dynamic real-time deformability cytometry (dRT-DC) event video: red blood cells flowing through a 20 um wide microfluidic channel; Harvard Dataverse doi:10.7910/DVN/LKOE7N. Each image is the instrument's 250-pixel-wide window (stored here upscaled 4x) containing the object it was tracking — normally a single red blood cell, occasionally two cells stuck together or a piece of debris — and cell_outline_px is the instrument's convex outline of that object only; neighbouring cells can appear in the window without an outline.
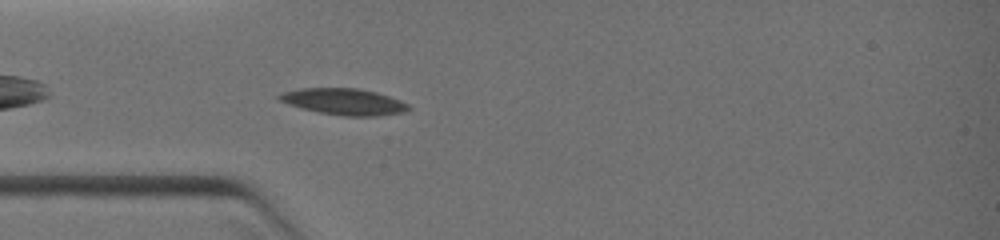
{"species": "common noctule bat (a hibernating species)", "species_latin": "Nyctalus noctula", "temperature_condition": "warm", "stored_images_in_passage": 25, "camera_frame_rate_fps": 3000, "um_per_image_px": 0.085, "animal": {"sex": "female", "body_mass_g": 19.0, "forearm_length_mm": 51.5}, "frame": {"image": 1, "passage_image": 5, "time_ms": 0.667, "image_size_px": [1000, 240], "cell_outline_px": [[412, 108], [404, 112], [376, 116], [344, 116], [320, 112], [300, 108], [288, 104], [280, 100], [276, 96], [284, 92], [300, 88], [356, 88], [376, 92], [400, 100], [408, 104]], "centroid_in_image_um": [29.24, 8.64], "position_along_channel_um": 55.8, "area_um2": 19.77}}
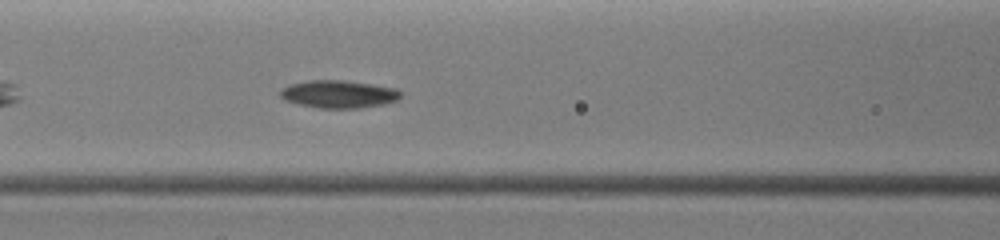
{"frame": {"image": 2, "passage_image": 17, "time_ms": 2.333, "image_size_px": [1000, 240], "cell_outline_px": [[400, 96], [396, 100], [384, 104], [360, 108], [320, 108], [300, 104], [284, 100], [280, 96], [280, 88], [288, 84], [308, 80], [344, 80], [396, 88], [400, 92]], "centroid_in_image_um": [28.74, 7.99], "position_along_channel_um": 137.9, "area_um2": 19.42}}
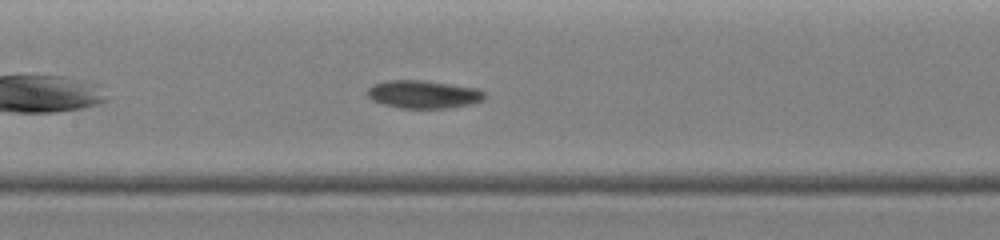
{"frame": {"image": 3, "passage_image": 22, "time_ms": 3.0, "image_size_px": [1000, 240], "cell_outline_px": [[488, 96], [480, 100], [468, 104], [452, 108], [400, 108], [384, 104], [372, 100], [364, 92], [372, 84], [388, 80], [424, 80], [476, 88], [484, 92]], "centroid_in_image_um": [35.95, 8.01], "position_along_channel_um": 171.5, "area_um2": 19.13}}